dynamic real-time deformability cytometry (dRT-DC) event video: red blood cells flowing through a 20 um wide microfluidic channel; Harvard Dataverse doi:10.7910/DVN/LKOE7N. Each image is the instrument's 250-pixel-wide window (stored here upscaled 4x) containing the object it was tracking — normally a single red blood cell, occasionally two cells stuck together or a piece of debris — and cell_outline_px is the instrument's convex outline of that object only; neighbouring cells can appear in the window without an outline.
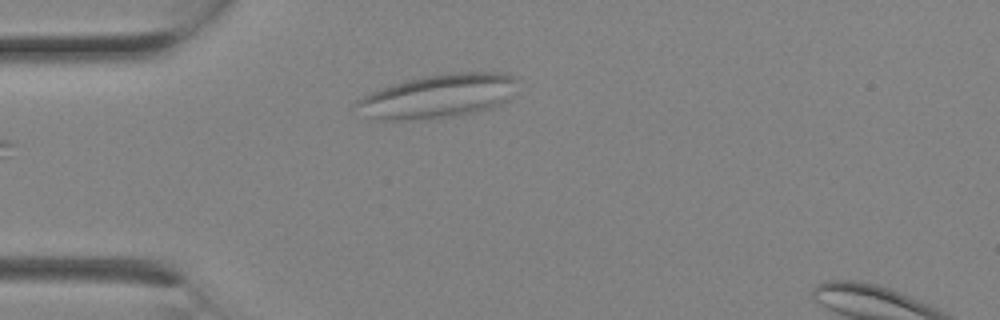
{"species": "Egyptian fruit bat (a non-hibernating species)", "species_latin": "Rousettus aegyptiacus", "temperature_condition": "room temperature", "stored_images_in_passage": 2, "camera_frame_rate_fps": 3000, "um_per_image_px": 0.085, "animal": {"sex": "female"}, "frame": {"image": 1, "passage_image": 1, "time_ms": 0.0, "image_size_px": [1000, 320], "cell_outline_px": [[520, 80], [508, 100], [500, 104], [488, 108], [472, 112], [432, 120], [380, 120], [368, 116], [356, 104], [356, 100], [372, 92], [392, 84], [424, 76], [452, 72], [504, 72], [516, 76]], "centroid_in_image_um": [37.32, 8.16], "position_along_channel_um": 47.7, "area_um2": 40.98}}